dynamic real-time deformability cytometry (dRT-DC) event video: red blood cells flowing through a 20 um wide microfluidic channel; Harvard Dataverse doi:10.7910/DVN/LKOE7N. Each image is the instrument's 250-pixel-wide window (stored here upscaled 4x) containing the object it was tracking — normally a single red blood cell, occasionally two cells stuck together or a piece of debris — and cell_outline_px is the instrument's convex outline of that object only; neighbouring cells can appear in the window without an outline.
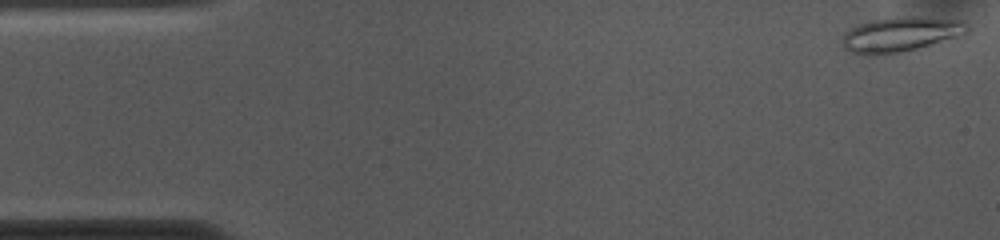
{"species": "common noctule bat (a hibernating species)", "species_latin": "Nyctalus noctula", "temperature_condition": "cold", "stored_images_in_passage": 53, "camera_frame_rate_fps": 3000, "um_per_image_px": 0.085, "animal": {"sex": "female", "body_mass_g": 10.0, "forearm_length_mm": 53.1}, "frame": {"image": 1, "passage_image": 1, "time_ms": 0.0, "image_size_px": [1000, 240], "cell_outline_px": [[972, 28], [968, 32], [956, 36], [916, 48], [900, 52], [848, 52], [844, 48], [840, 40], [844, 32], [848, 28], [856, 24], [868, 20], [896, 16], [924, 16], [964, 20]], "centroid_in_image_um": [76.55, 2.84], "position_along_channel_um": 8.5, "area_um2": 25.2}}
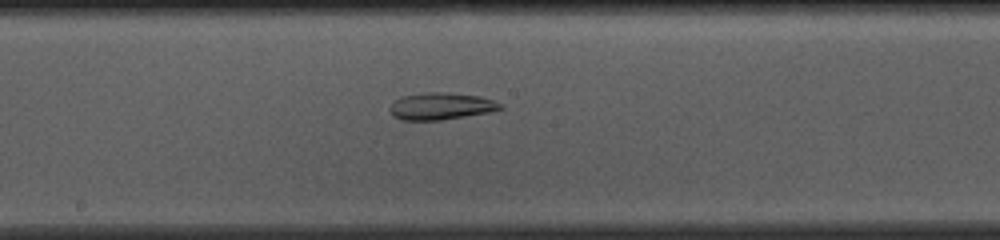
{"frame": {"image": 2, "passage_image": 27, "time_ms": 8.667, "image_size_px": [1000, 240], "cell_outline_px": [[504, 108], [492, 112], [440, 120], [400, 120], [392, 116], [388, 112], [388, 108], [400, 96], [424, 92], [448, 92], [480, 96], [504, 104]], "centroid_in_image_um": [37.47, 9.02], "position_along_channel_um": 210.7, "area_um2": 17.74}}
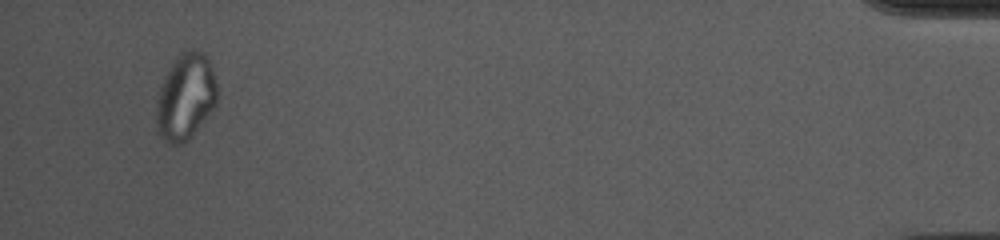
{"frame": {"image": 3, "passage_image": 51, "time_ms": 16.667, "image_size_px": [1000, 240], "cell_outline_px": [[216, 104], [188, 140], [184, 144], [168, 144], [164, 140], [156, 124], [156, 104], [160, 88], [176, 56], [180, 52], [192, 48], [204, 52], [212, 68], [216, 84]], "centroid_in_image_um": [15.77, 8.22], "position_along_channel_um": 419.4, "area_um2": 30.17}, "authors_computed_cell_mechanics": {"area_um2": 24.3338, "velocity_mm_per_s": 3.6265, "shape_relaxation_time_tau1_ms": null, "shape_relaxation_time_tau2_ms": 3.0772, "deformation_change_tau1": null, "deformation_change_tau2": 0.0645}}